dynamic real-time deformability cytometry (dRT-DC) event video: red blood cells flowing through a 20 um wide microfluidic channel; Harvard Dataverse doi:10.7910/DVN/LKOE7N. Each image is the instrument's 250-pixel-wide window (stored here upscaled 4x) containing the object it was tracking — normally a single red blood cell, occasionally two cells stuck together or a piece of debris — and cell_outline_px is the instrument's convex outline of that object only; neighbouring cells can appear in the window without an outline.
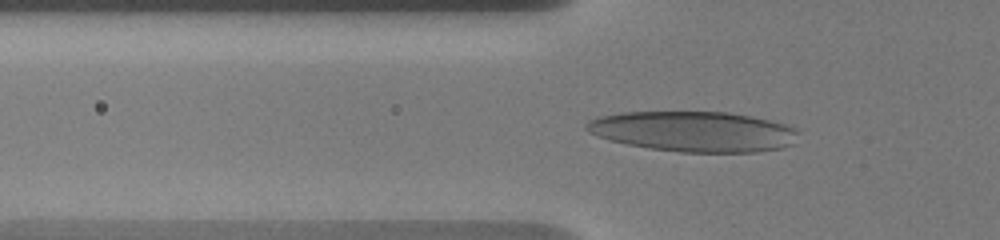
{"species": "human", "species_latin": "Homo sapiens", "temperature_condition": "warm", "stored_images_in_passage": 85, "camera_frame_rate_fps": 3000, "um_per_image_px": 0.085, "donor": {"sex": "male"}, "frame": {"image": 1, "passage_image": 22, "time_ms": 6.0, "image_size_px": [1000, 240], "cell_outline_px": [[796, 132], [792, 144], [780, 148], [756, 152], [680, 152], [648, 148], [608, 140], [588, 132], [584, 128], [592, 120], [600, 116], [620, 112], [728, 112], [768, 120], [784, 124], [792, 128]], "centroid_in_image_um": [58.9, 11.18], "position_along_channel_um": 66.9, "area_um2": 49.3}}
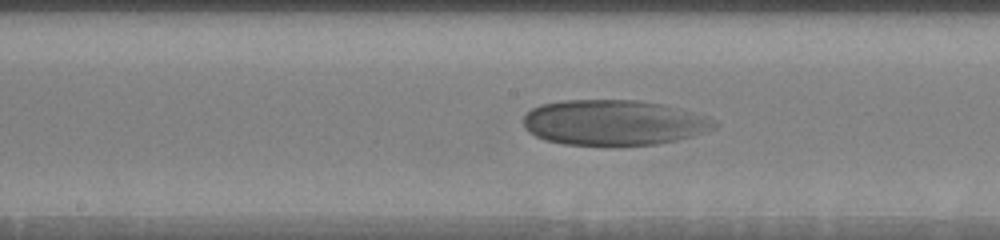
{"frame": {"image": 2, "passage_image": 40, "time_ms": 10.0, "image_size_px": [1000, 240], "cell_outline_px": [[720, 124], [716, 128], [676, 140], [656, 144], [564, 144], [548, 140], [536, 136], [524, 128], [524, 116], [532, 108], [540, 104], [564, 100], [640, 100], [664, 104], [680, 108], [708, 116], [716, 120]], "centroid_in_image_um": [52.2, 10.39], "position_along_channel_um": 196.0, "area_um2": 50.29}}
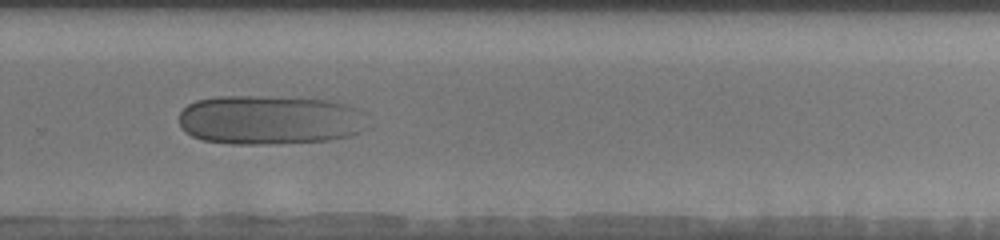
{"frame": {"image": 3, "passage_image": 56, "time_ms": 13.333, "image_size_px": [1000, 240], "cell_outline_px": [[368, 128], [360, 132], [348, 136], [328, 140], [272, 144], [232, 144], [204, 140], [192, 136], [184, 132], [180, 124], [180, 112], [188, 104], [196, 100], [216, 96], [260, 96], [328, 100], [348, 104], [360, 108]], "centroid_in_image_um": [22.93, 10.19], "position_along_channel_um": 306.9, "area_um2": 54.56}}